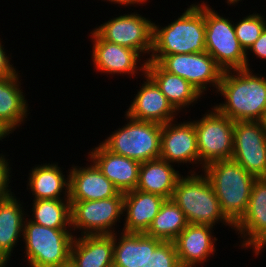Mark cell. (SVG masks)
<instances>
[{"label": "cell", "mask_w": 266, "mask_h": 267, "mask_svg": "<svg viewBox=\"0 0 266 267\" xmlns=\"http://www.w3.org/2000/svg\"><path fill=\"white\" fill-rule=\"evenodd\" d=\"M253 73L251 68L222 74L217 93L224 102L214 107L234 122H264L266 118V77Z\"/></svg>", "instance_id": "obj_1"}, {"label": "cell", "mask_w": 266, "mask_h": 267, "mask_svg": "<svg viewBox=\"0 0 266 267\" xmlns=\"http://www.w3.org/2000/svg\"><path fill=\"white\" fill-rule=\"evenodd\" d=\"M185 9L180 17L164 27L153 22L152 52L148 61L158 63L166 55L206 52L205 1L191 3Z\"/></svg>", "instance_id": "obj_2"}, {"label": "cell", "mask_w": 266, "mask_h": 267, "mask_svg": "<svg viewBox=\"0 0 266 267\" xmlns=\"http://www.w3.org/2000/svg\"><path fill=\"white\" fill-rule=\"evenodd\" d=\"M200 171L208 178L221 211L235 225L246 213L257 178L232 159L211 162Z\"/></svg>", "instance_id": "obj_3"}, {"label": "cell", "mask_w": 266, "mask_h": 267, "mask_svg": "<svg viewBox=\"0 0 266 267\" xmlns=\"http://www.w3.org/2000/svg\"><path fill=\"white\" fill-rule=\"evenodd\" d=\"M201 171L182 175L176 184L171 199L186 216L188 223L215 227L225 225L234 230V224L221 211L219 200ZM200 173V174H199Z\"/></svg>", "instance_id": "obj_4"}, {"label": "cell", "mask_w": 266, "mask_h": 267, "mask_svg": "<svg viewBox=\"0 0 266 267\" xmlns=\"http://www.w3.org/2000/svg\"><path fill=\"white\" fill-rule=\"evenodd\" d=\"M76 235L72 229H54L24 220L25 258L29 267H61L70 263L71 247ZM26 259V260H25ZM27 261V262H26Z\"/></svg>", "instance_id": "obj_5"}, {"label": "cell", "mask_w": 266, "mask_h": 267, "mask_svg": "<svg viewBox=\"0 0 266 267\" xmlns=\"http://www.w3.org/2000/svg\"><path fill=\"white\" fill-rule=\"evenodd\" d=\"M127 121L114 130L101 144L111 153L131 158L140 163L155 160L161 153L162 125L138 121L125 115Z\"/></svg>", "instance_id": "obj_6"}, {"label": "cell", "mask_w": 266, "mask_h": 267, "mask_svg": "<svg viewBox=\"0 0 266 267\" xmlns=\"http://www.w3.org/2000/svg\"><path fill=\"white\" fill-rule=\"evenodd\" d=\"M205 2V49L223 71L246 69V52L235 35L234 22Z\"/></svg>", "instance_id": "obj_7"}, {"label": "cell", "mask_w": 266, "mask_h": 267, "mask_svg": "<svg viewBox=\"0 0 266 267\" xmlns=\"http://www.w3.org/2000/svg\"><path fill=\"white\" fill-rule=\"evenodd\" d=\"M200 119H191L197 134L199 170L218 160L233 156L234 121L221 114L214 106Z\"/></svg>", "instance_id": "obj_8"}, {"label": "cell", "mask_w": 266, "mask_h": 267, "mask_svg": "<svg viewBox=\"0 0 266 267\" xmlns=\"http://www.w3.org/2000/svg\"><path fill=\"white\" fill-rule=\"evenodd\" d=\"M70 202L73 235H113L117 232L114 226L121 224L124 217V193L101 200Z\"/></svg>", "instance_id": "obj_9"}, {"label": "cell", "mask_w": 266, "mask_h": 267, "mask_svg": "<svg viewBox=\"0 0 266 267\" xmlns=\"http://www.w3.org/2000/svg\"><path fill=\"white\" fill-rule=\"evenodd\" d=\"M103 40L136 50L146 61L152 52L153 21L138 12L120 14L93 29Z\"/></svg>", "instance_id": "obj_10"}, {"label": "cell", "mask_w": 266, "mask_h": 267, "mask_svg": "<svg viewBox=\"0 0 266 267\" xmlns=\"http://www.w3.org/2000/svg\"><path fill=\"white\" fill-rule=\"evenodd\" d=\"M158 64L167 72L188 81L202 95L219 88L223 70L207 52L164 56ZM215 89V90H214Z\"/></svg>", "instance_id": "obj_11"}, {"label": "cell", "mask_w": 266, "mask_h": 267, "mask_svg": "<svg viewBox=\"0 0 266 267\" xmlns=\"http://www.w3.org/2000/svg\"><path fill=\"white\" fill-rule=\"evenodd\" d=\"M232 160L256 178H266V127L260 121L234 123Z\"/></svg>", "instance_id": "obj_12"}, {"label": "cell", "mask_w": 266, "mask_h": 267, "mask_svg": "<svg viewBox=\"0 0 266 267\" xmlns=\"http://www.w3.org/2000/svg\"><path fill=\"white\" fill-rule=\"evenodd\" d=\"M89 36L92 42L91 60L97 73L113 76L127 74L128 78L145 75L147 61L142 60L143 57L136 50L103 40L93 29Z\"/></svg>", "instance_id": "obj_13"}, {"label": "cell", "mask_w": 266, "mask_h": 267, "mask_svg": "<svg viewBox=\"0 0 266 267\" xmlns=\"http://www.w3.org/2000/svg\"><path fill=\"white\" fill-rule=\"evenodd\" d=\"M170 164L192 166L188 173H195L199 168V152L197 148V134L193 121L179 122L175 119L162 125L160 157ZM197 169V170H196Z\"/></svg>", "instance_id": "obj_14"}, {"label": "cell", "mask_w": 266, "mask_h": 267, "mask_svg": "<svg viewBox=\"0 0 266 267\" xmlns=\"http://www.w3.org/2000/svg\"><path fill=\"white\" fill-rule=\"evenodd\" d=\"M140 89L132 99L124 115L138 121L166 124L177 118L179 112L162 94L156 83L145 73Z\"/></svg>", "instance_id": "obj_15"}, {"label": "cell", "mask_w": 266, "mask_h": 267, "mask_svg": "<svg viewBox=\"0 0 266 267\" xmlns=\"http://www.w3.org/2000/svg\"><path fill=\"white\" fill-rule=\"evenodd\" d=\"M240 245L252 252L266 239V178H257L252 186L246 213L234 225Z\"/></svg>", "instance_id": "obj_16"}, {"label": "cell", "mask_w": 266, "mask_h": 267, "mask_svg": "<svg viewBox=\"0 0 266 267\" xmlns=\"http://www.w3.org/2000/svg\"><path fill=\"white\" fill-rule=\"evenodd\" d=\"M213 228L209 225L189 223L180 232L174 244L181 267H201L210 257H214L217 247L215 242L218 238L214 237Z\"/></svg>", "instance_id": "obj_17"}, {"label": "cell", "mask_w": 266, "mask_h": 267, "mask_svg": "<svg viewBox=\"0 0 266 267\" xmlns=\"http://www.w3.org/2000/svg\"><path fill=\"white\" fill-rule=\"evenodd\" d=\"M88 152V159L114 184L120 193L135 190L141 163L131 158L111 153L101 143Z\"/></svg>", "instance_id": "obj_18"}, {"label": "cell", "mask_w": 266, "mask_h": 267, "mask_svg": "<svg viewBox=\"0 0 266 267\" xmlns=\"http://www.w3.org/2000/svg\"><path fill=\"white\" fill-rule=\"evenodd\" d=\"M86 166L70 168L69 200L90 201L115 197L119 191L114 184L91 161Z\"/></svg>", "instance_id": "obj_19"}, {"label": "cell", "mask_w": 266, "mask_h": 267, "mask_svg": "<svg viewBox=\"0 0 266 267\" xmlns=\"http://www.w3.org/2000/svg\"><path fill=\"white\" fill-rule=\"evenodd\" d=\"M24 210L23 202L16 197L15 192L0 199V260L6 265L13 256V250L19 245V240L21 242L23 238L24 220L29 213Z\"/></svg>", "instance_id": "obj_20"}, {"label": "cell", "mask_w": 266, "mask_h": 267, "mask_svg": "<svg viewBox=\"0 0 266 267\" xmlns=\"http://www.w3.org/2000/svg\"><path fill=\"white\" fill-rule=\"evenodd\" d=\"M165 201L160 195L145 193L137 189L124 193L123 229L126 233H145L161 204ZM126 212V213H125Z\"/></svg>", "instance_id": "obj_21"}, {"label": "cell", "mask_w": 266, "mask_h": 267, "mask_svg": "<svg viewBox=\"0 0 266 267\" xmlns=\"http://www.w3.org/2000/svg\"><path fill=\"white\" fill-rule=\"evenodd\" d=\"M69 171L65 176L58 162L33 166L27 180V189L32 193L33 200L69 199Z\"/></svg>", "instance_id": "obj_22"}, {"label": "cell", "mask_w": 266, "mask_h": 267, "mask_svg": "<svg viewBox=\"0 0 266 267\" xmlns=\"http://www.w3.org/2000/svg\"><path fill=\"white\" fill-rule=\"evenodd\" d=\"M146 74L156 83L162 94L179 113L187 111L186 109L191 105L193 107L198 103L197 101L202 99L201 97L205 98L188 81L165 71L157 62L147 61Z\"/></svg>", "instance_id": "obj_23"}, {"label": "cell", "mask_w": 266, "mask_h": 267, "mask_svg": "<svg viewBox=\"0 0 266 267\" xmlns=\"http://www.w3.org/2000/svg\"><path fill=\"white\" fill-rule=\"evenodd\" d=\"M113 235H77L71 247L73 267H113Z\"/></svg>", "instance_id": "obj_24"}, {"label": "cell", "mask_w": 266, "mask_h": 267, "mask_svg": "<svg viewBox=\"0 0 266 267\" xmlns=\"http://www.w3.org/2000/svg\"><path fill=\"white\" fill-rule=\"evenodd\" d=\"M20 77L19 72L14 76L0 77V122L12 133L27 121L25 118L31 113L21 89Z\"/></svg>", "instance_id": "obj_25"}, {"label": "cell", "mask_w": 266, "mask_h": 267, "mask_svg": "<svg viewBox=\"0 0 266 267\" xmlns=\"http://www.w3.org/2000/svg\"><path fill=\"white\" fill-rule=\"evenodd\" d=\"M174 167L161 158L141 163L136 189L171 199L177 181L182 176Z\"/></svg>", "instance_id": "obj_26"}, {"label": "cell", "mask_w": 266, "mask_h": 267, "mask_svg": "<svg viewBox=\"0 0 266 267\" xmlns=\"http://www.w3.org/2000/svg\"><path fill=\"white\" fill-rule=\"evenodd\" d=\"M188 224L178 205L172 199H165L145 234L163 242H174Z\"/></svg>", "instance_id": "obj_27"}, {"label": "cell", "mask_w": 266, "mask_h": 267, "mask_svg": "<svg viewBox=\"0 0 266 267\" xmlns=\"http://www.w3.org/2000/svg\"><path fill=\"white\" fill-rule=\"evenodd\" d=\"M119 231L114 234L113 267H142L147 259V235Z\"/></svg>", "instance_id": "obj_28"}, {"label": "cell", "mask_w": 266, "mask_h": 267, "mask_svg": "<svg viewBox=\"0 0 266 267\" xmlns=\"http://www.w3.org/2000/svg\"><path fill=\"white\" fill-rule=\"evenodd\" d=\"M28 219L38 225L54 229H71V202L69 199L32 200ZM31 217V218H29Z\"/></svg>", "instance_id": "obj_29"}, {"label": "cell", "mask_w": 266, "mask_h": 267, "mask_svg": "<svg viewBox=\"0 0 266 267\" xmlns=\"http://www.w3.org/2000/svg\"><path fill=\"white\" fill-rule=\"evenodd\" d=\"M142 267H181L174 242L147 236V259Z\"/></svg>", "instance_id": "obj_30"}, {"label": "cell", "mask_w": 266, "mask_h": 267, "mask_svg": "<svg viewBox=\"0 0 266 267\" xmlns=\"http://www.w3.org/2000/svg\"><path fill=\"white\" fill-rule=\"evenodd\" d=\"M264 17L265 15L263 16L261 13L253 12L234 23L235 35L245 52L249 50L266 28V18Z\"/></svg>", "instance_id": "obj_31"}, {"label": "cell", "mask_w": 266, "mask_h": 267, "mask_svg": "<svg viewBox=\"0 0 266 267\" xmlns=\"http://www.w3.org/2000/svg\"><path fill=\"white\" fill-rule=\"evenodd\" d=\"M6 156L9 155L0 153V199L9 197L14 193L11 191L12 188H10L12 186L9 185L12 182L11 177L14 176L11 174L13 169L9 165L11 162Z\"/></svg>", "instance_id": "obj_32"}, {"label": "cell", "mask_w": 266, "mask_h": 267, "mask_svg": "<svg viewBox=\"0 0 266 267\" xmlns=\"http://www.w3.org/2000/svg\"><path fill=\"white\" fill-rule=\"evenodd\" d=\"M251 53H253V55L256 56V58H259L263 61L266 60V28L261 33L260 37L253 43V45L246 52V61H247L246 69L251 68L249 64V61H250L249 57L251 56H248V55H252Z\"/></svg>", "instance_id": "obj_33"}, {"label": "cell", "mask_w": 266, "mask_h": 267, "mask_svg": "<svg viewBox=\"0 0 266 267\" xmlns=\"http://www.w3.org/2000/svg\"><path fill=\"white\" fill-rule=\"evenodd\" d=\"M1 40L0 38V77L14 76L18 73V70L14 67V64L10 62L12 61V55L6 52L8 50L4 49L5 47H3V41Z\"/></svg>", "instance_id": "obj_34"}, {"label": "cell", "mask_w": 266, "mask_h": 267, "mask_svg": "<svg viewBox=\"0 0 266 267\" xmlns=\"http://www.w3.org/2000/svg\"><path fill=\"white\" fill-rule=\"evenodd\" d=\"M101 1H106V2H109L111 4H119L118 6H134V7H137V5L139 6H143V4L145 5V3L147 4V2L149 3V0H101Z\"/></svg>", "instance_id": "obj_35"}, {"label": "cell", "mask_w": 266, "mask_h": 267, "mask_svg": "<svg viewBox=\"0 0 266 267\" xmlns=\"http://www.w3.org/2000/svg\"><path fill=\"white\" fill-rule=\"evenodd\" d=\"M9 134L12 132L0 122V141L2 142V139L9 137Z\"/></svg>", "instance_id": "obj_36"}, {"label": "cell", "mask_w": 266, "mask_h": 267, "mask_svg": "<svg viewBox=\"0 0 266 267\" xmlns=\"http://www.w3.org/2000/svg\"><path fill=\"white\" fill-rule=\"evenodd\" d=\"M266 249V239L252 252L253 255H257L256 258L258 257V255L260 256V253L262 254L263 250Z\"/></svg>", "instance_id": "obj_37"}, {"label": "cell", "mask_w": 266, "mask_h": 267, "mask_svg": "<svg viewBox=\"0 0 266 267\" xmlns=\"http://www.w3.org/2000/svg\"><path fill=\"white\" fill-rule=\"evenodd\" d=\"M242 0H226L225 2L229 5L235 6L237 5L239 2H241Z\"/></svg>", "instance_id": "obj_38"}, {"label": "cell", "mask_w": 266, "mask_h": 267, "mask_svg": "<svg viewBox=\"0 0 266 267\" xmlns=\"http://www.w3.org/2000/svg\"><path fill=\"white\" fill-rule=\"evenodd\" d=\"M0 267H9L0 260Z\"/></svg>", "instance_id": "obj_39"}, {"label": "cell", "mask_w": 266, "mask_h": 267, "mask_svg": "<svg viewBox=\"0 0 266 267\" xmlns=\"http://www.w3.org/2000/svg\"><path fill=\"white\" fill-rule=\"evenodd\" d=\"M61 267H73L70 263L65 265V266H61Z\"/></svg>", "instance_id": "obj_40"}]
</instances>
